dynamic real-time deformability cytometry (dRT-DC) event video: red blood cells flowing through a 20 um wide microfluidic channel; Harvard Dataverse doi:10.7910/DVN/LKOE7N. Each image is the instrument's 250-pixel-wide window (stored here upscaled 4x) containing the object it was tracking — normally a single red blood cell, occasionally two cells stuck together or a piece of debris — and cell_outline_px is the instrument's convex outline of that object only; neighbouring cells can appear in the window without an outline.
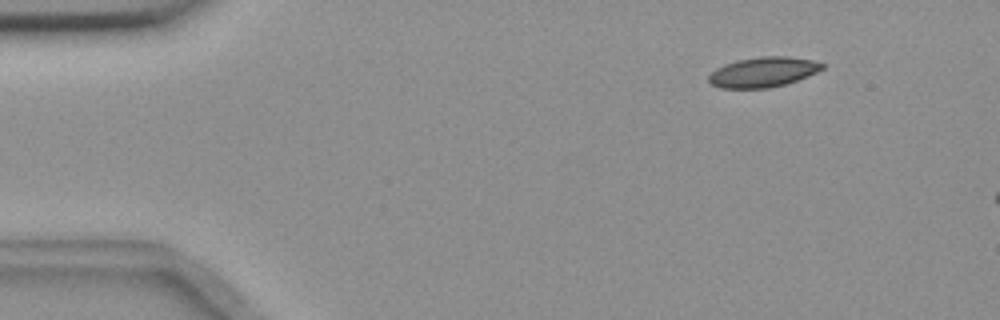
{"species": "common noctule bat (a hibernating species)", "species_latin": "Nyctalus noctula", "temperature_condition": "room temperature", "stored_images_in_passage": 4, "camera_frame_rate_fps": 3000, "um_per_image_px": 0.085, "animal": {"sex": "female", "body_mass_g": 18.4}, "frame": {"image": 1, "passage_image": 2, "time_ms": 0.333, "image_size_px": [1000, 320], "cell_outline_px": [[824, 68], [808, 76], [784, 84], [768, 88], [720, 88], [712, 84], [708, 80], [708, 76], [716, 68], [724, 64], [740, 60], [764, 56], [788, 56], [812, 60], [824, 64]], "centroid_in_image_um": [64.86, 6.13], "position_along_channel_um": 20.1, "area_um2": 19.65}}